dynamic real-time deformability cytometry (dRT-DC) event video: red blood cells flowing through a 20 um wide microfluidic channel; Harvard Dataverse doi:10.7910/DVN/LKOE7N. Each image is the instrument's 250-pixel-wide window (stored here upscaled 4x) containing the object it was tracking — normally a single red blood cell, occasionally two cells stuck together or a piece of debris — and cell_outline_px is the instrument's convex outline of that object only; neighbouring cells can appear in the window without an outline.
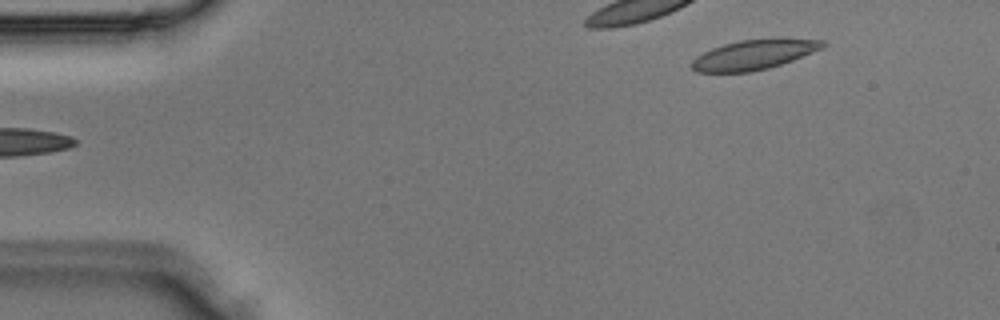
{"species": "Egyptian fruit bat (a non-hibernating species)", "species_latin": "Rousettus aegyptiacus", "temperature_condition": "room temperature", "stored_images_in_passage": 2, "camera_frame_rate_fps": 3000, "um_per_image_px": 0.085, "animal": {"sex": "male"}, "frame": {"image": 1, "passage_image": 2, "time_ms": 0.333, "image_size_px": [1000, 320], "cell_outline_px": [[828, 44], [824, 48], [792, 60], [768, 68], [748, 72], [696, 72], [692, 68], [692, 60], [696, 56], [712, 48], [724, 44], [740, 40], [772, 36], [784, 36], [824, 40]], "centroid_in_image_um": [64.18, 4.59], "position_along_channel_um": 20.8, "area_um2": 23.47}}